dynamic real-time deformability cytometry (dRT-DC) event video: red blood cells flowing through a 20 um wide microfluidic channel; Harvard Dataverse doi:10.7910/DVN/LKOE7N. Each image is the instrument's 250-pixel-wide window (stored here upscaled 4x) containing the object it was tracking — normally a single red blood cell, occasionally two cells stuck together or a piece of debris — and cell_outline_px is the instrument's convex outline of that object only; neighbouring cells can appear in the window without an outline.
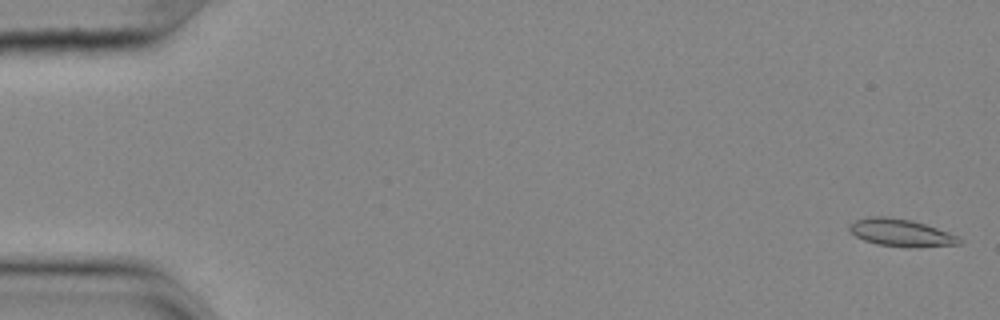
{"species": "common noctule bat (a hibernating species)", "species_latin": "Nyctalus noctula", "temperature_condition": "cold", "stored_images_in_passage": 57, "camera_frame_rate_fps": 3000, "um_per_image_px": 0.085, "animal": {"sex": "female", "body_mass_g": 25.1}, "frame": {"image": 1, "passage_image": 2, "time_ms": 0.333, "image_size_px": [1000, 320], "cell_outline_px": [[964, 240], [960, 244], [908, 248], [876, 244], [864, 240], [856, 236], [848, 228], [848, 224], [856, 220], [868, 216], [884, 216], [912, 220], [960, 236]], "centroid_in_image_um": [76.59, 19.79], "position_along_channel_um": 8.4, "area_um2": 17.69}}
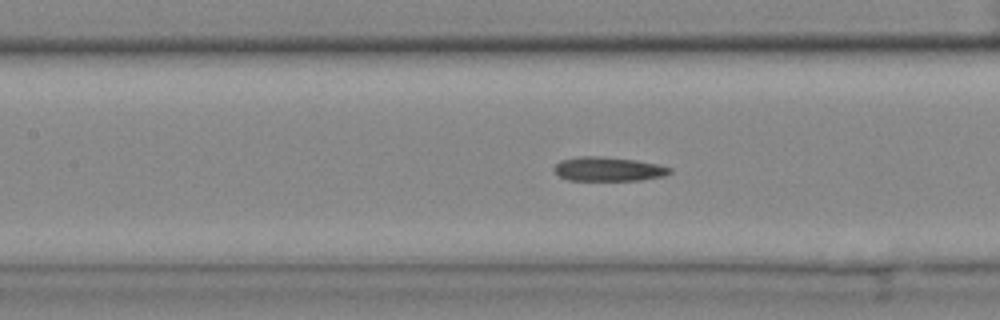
{"frame": {"image": 2, "passage_image": 26, "time_ms": 8.333, "image_size_px": [1000, 320], "cell_outline_px": [[672, 172], [664, 176], [640, 180], [568, 180], [560, 176], [552, 168], [560, 160], [576, 156], [600, 156], [636, 160], [656, 164], [672, 168]], "centroid_in_image_um": [51.69, 14.36], "position_along_channel_um": 155.7, "area_um2": 16.3}}
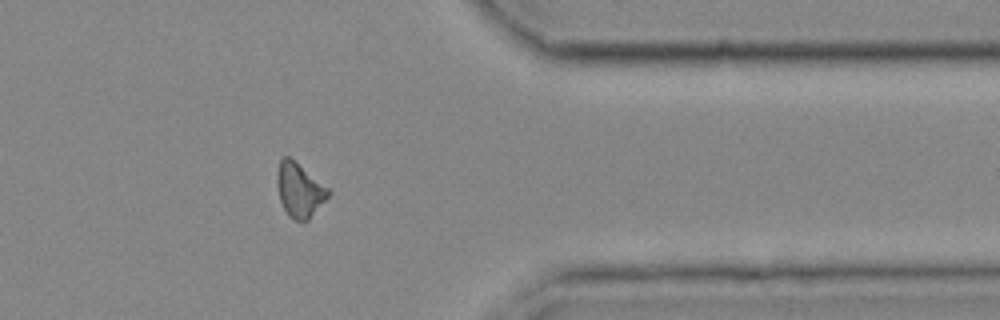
{"frame": {"image": 3, "passage_image": 46, "time_ms": 15.0, "image_size_px": [1000, 320], "cell_outline_px": [[332, 192], [308, 220], [296, 220], [288, 216], [280, 200], [276, 184], [276, 172], [280, 160], [284, 156], [288, 156], [328, 188]], "centroid_in_image_um": [25.43, 16.15], "position_along_channel_um": 386.0, "area_um2": 15.9}}